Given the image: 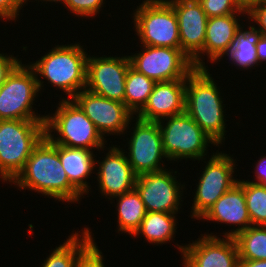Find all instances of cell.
<instances>
[{"instance_id":"ac0fdd59","label":"cell","mask_w":266,"mask_h":267,"mask_svg":"<svg viewBox=\"0 0 266 267\" xmlns=\"http://www.w3.org/2000/svg\"><path fill=\"white\" fill-rule=\"evenodd\" d=\"M186 79L155 82L152 93L136 117L158 122L185 112Z\"/></svg>"},{"instance_id":"8fae6325","label":"cell","mask_w":266,"mask_h":267,"mask_svg":"<svg viewBox=\"0 0 266 267\" xmlns=\"http://www.w3.org/2000/svg\"><path fill=\"white\" fill-rule=\"evenodd\" d=\"M134 127L130 128L131 137L128 151H125L129 164L136 175L165 170L162 137L158 122L135 118ZM162 162V163H161Z\"/></svg>"},{"instance_id":"4dcf8cb0","label":"cell","mask_w":266,"mask_h":267,"mask_svg":"<svg viewBox=\"0 0 266 267\" xmlns=\"http://www.w3.org/2000/svg\"><path fill=\"white\" fill-rule=\"evenodd\" d=\"M248 21L256 22L258 27L252 25L257 33L266 35V0L258 1L247 8Z\"/></svg>"},{"instance_id":"4316f807","label":"cell","mask_w":266,"mask_h":267,"mask_svg":"<svg viewBox=\"0 0 266 267\" xmlns=\"http://www.w3.org/2000/svg\"><path fill=\"white\" fill-rule=\"evenodd\" d=\"M239 260H266V226H250L233 237Z\"/></svg>"},{"instance_id":"484cf974","label":"cell","mask_w":266,"mask_h":267,"mask_svg":"<svg viewBox=\"0 0 266 267\" xmlns=\"http://www.w3.org/2000/svg\"><path fill=\"white\" fill-rule=\"evenodd\" d=\"M155 82L131 66L125 80L124 104L136 115L146 104Z\"/></svg>"},{"instance_id":"cb8c5ba5","label":"cell","mask_w":266,"mask_h":267,"mask_svg":"<svg viewBox=\"0 0 266 267\" xmlns=\"http://www.w3.org/2000/svg\"><path fill=\"white\" fill-rule=\"evenodd\" d=\"M113 199H116L117 202L118 233L121 231L124 234L133 236L147 213L143 201L135 188L110 200L112 201Z\"/></svg>"},{"instance_id":"30bf717a","label":"cell","mask_w":266,"mask_h":267,"mask_svg":"<svg viewBox=\"0 0 266 267\" xmlns=\"http://www.w3.org/2000/svg\"><path fill=\"white\" fill-rule=\"evenodd\" d=\"M141 46L143 51L128 55L131 67L154 82L186 79L195 69L181 48Z\"/></svg>"},{"instance_id":"5bb4252c","label":"cell","mask_w":266,"mask_h":267,"mask_svg":"<svg viewBox=\"0 0 266 267\" xmlns=\"http://www.w3.org/2000/svg\"><path fill=\"white\" fill-rule=\"evenodd\" d=\"M131 66L129 57L88 55L85 89L110 100L124 103L125 80Z\"/></svg>"},{"instance_id":"d6986e66","label":"cell","mask_w":266,"mask_h":267,"mask_svg":"<svg viewBox=\"0 0 266 267\" xmlns=\"http://www.w3.org/2000/svg\"><path fill=\"white\" fill-rule=\"evenodd\" d=\"M203 218V219H202ZM215 221L217 223L238 225L228 232H223L224 237H234L252 226L243 189V180L239 179L227 192H225L199 219ZM231 224V225H230Z\"/></svg>"},{"instance_id":"f1b7e54d","label":"cell","mask_w":266,"mask_h":267,"mask_svg":"<svg viewBox=\"0 0 266 267\" xmlns=\"http://www.w3.org/2000/svg\"><path fill=\"white\" fill-rule=\"evenodd\" d=\"M207 17H219L234 13H247L238 0H198Z\"/></svg>"},{"instance_id":"7a4b0ae2","label":"cell","mask_w":266,"mask_h":267,"mask_svg":"<svg viewBox=\"0 0 266 267\" xmlns=\"http://www.w3.org/2000/svg\"><path fill=\"white\" fill-rule=\"evenodd\" d=\"M208 68H195L186 78L185 112L216 143L222 145L226 135L225 104L220 86ZM218 86V87H217Z\"/></svg>"},{"instance_id":"f546056e","label":"cell","mask_w":266,"mask_h":267,"mask_svg":"<svg viewBox=\"0 0 266 267\" xmlns=\"http://www.w3.org/2000/svg\"><path fill=\"white\" fill-rule=\"evenodd\" d=\"M106 0H67L64 7L77 17L93 19L104 7ZM95 15V16H94Z\"/></svg>"},{"instance_id":"8d00e7d4","label":"cell","mask_w":266,"mask_h":267,"mask_svg":"<svg viewBox=\"0 0 266 267\" xmlns=\"http://www.w3.org/2000/svg\"><path fill=\"white\" fill-rule=\"evenodd\" d=\"M238 267H266V260H239Z\"/></svg>"},{"instance_id":"f35d334b","label":"cell","mask_w":266,"mask_h":267,"mask_svg":"<svg viewBox=\"0 0 266 267\" xmlns=\"http://www.w3.org/2000/svg\"><path fill=\"white\" fill-rule=\"evenodd\" d=\"M25 1H26V3H27L29 0H25ZM35 1H36V2L38 1V3H39V1H41V2L43 1V2H46V3H47V2H51V3L53 2V3H54V0H35Z\"/></svg>"},{"instance_id":"7c38bea8","label":"cell","mask_w":266,"mask_h":267,"mask_svg":"<svg viewBox=\"0 0 266 267\" xmlns=\"http://www.w3.org/2000/svg\"><path fill=\"white\" fill-rule=\"evenodd\" d=\"M172 170L137 175L135 189L147 212L178 214L185 185L177 180V171L173 175Z\"/></svg>"},{"instance_id":"9c48e42d","label":"cell","mask_w":266,"mask_h":267,"mask_svg":"<svg viewBox=\"0 0 266 267\" xmlns=\"http://www.w3.org/2000/svg\"><path fill=\"white\" fill-rule=\"evenodd\" d=\"M233 155L218 152L213 153L200 174L191 208L192 219H200L209 208L234 184L238 182L235 173L236 159Z\"/></svg>"},{"instance_id":"ffe728a7","label":"cell","mask_w":266,"mask_h":267,"mask_svg":"<svg viewBox=\"0 0 266 267\" xmlns=\"http://www.w3.org/2000/svg\"><path fill=\"white\" fill-rule=\"evenodd\" d=\"M247 13H234L219 17H210L206 24V37L204 44V56L210 63L220 62L227 56L233 46L236 33L243 26L240 25V16ZM238 17V18H237ZM206 53V54H205Z\"/></svg>"},{"instance_id":"836d02e7","label":"cell","mask_w":266,"mask_h":267,"mask_svg":"<svg viewBox=\"0 0 266 267\" xmlns=\"http://www.w3.org/2000/svg\"><path fill=\"white\" fill-rule=\"evenodd\" d=\"M5 54L0 53V86L22 61L19 58L14 57L12 54Z\"/></svg>"},{"instance_id":"44dd1931","label":"cell","mask_w":266,"mask_h":267,"mask_svg":"<svg viewBox=\"0 0 266 267\" xmlns=\"http://www.w3.org/2000/svg\"><path fill=\"white\" fill-rule=\"evenodd\" d=\"M93 150L69 148L59 145V158L70 184L84 197L89 194L91 185L86 181L96 169L97 157Z\"/></svg>"},{"instance_id":"8992f818","label":"cell","mask_w":266,"mask_h":267,"mask_svg":"<svg viewBox=\"0 0 266 267\" xmlns=\"http://www.w3.org/2000/svg\"><path fill=\"white\" fill-rule=\"evenodd\" d=\"M158 124L167 161L207 160L209 144L216 145L186 112L162 119Z\"/></svg>"},{"instance_id":"3957f363","label":"cell","mask_w":266,"mask_h":267,"mask_svg":"<svg viewBox=\"0 0 266 267\" xmlns=\"http://www.w3.org/2000/svg\"><path fill=\"white\" fill-rule=\"evenodd\" d=\"M48 51L35 63L29 64L37 76L39 91L45 86L42 81L45 78L52 87L65 92L67 99H72L86 87L88 53L79 42L58 44Z\"/></svg>"},{"instance_id":"6da1fadb","label":"cell","mask_w":266,"mask_h":267,"mask_svg":"<svg viewBox=\"0 0 266 267\" xmlns=\"http://www.w3.org/2000/svg\"><path fill=\"white\" fill-rule=\"evenodd\" d=\"M63 202L78 203L83 197L70 184L59 158V145L46 136L33 148L23 169L9 183ZM70 202V203H69Z\"/></svg>"},{"instance_id":"52a82bcc","label":"cell","mask_w":266,"mask_h":267,"mask_svg":"<svg viewBox=\"0 0 266 267\" xmlns=\"http://www.w3.org/2000/svg\"><path fill=\"white\" fill-rule=\"evenodd\" d=\"M132 15L140 44L181 48L177 15L166 0H144Z\"/></svg>"},{"instance_id":"d6a6232c","label":"cell","mask_w":266,"mask_h":267,"mask_svg":"<svg viewBox=\"0 0 266 267\" xmlns=\"http://www.w3.org/2000/svg\"><path fill=\"white\" fill-rule=\"evenodd\" d=\"M25 4H28L25 0H0V19L16 22Z\"/></svg>"},{"instance_id":"4fadbf2b","label":"cell","mask_w":266,"mask_h":267,"mask_svg":"<svg viewBox=\"0 0 266 267\" xmlns=\"http://www.w3.org/2000/svg\"><path fill=\"white\" fill-rule=\"evenodd\" d=\"M166 1L177 15L181 50L192 60L194 68H209L203 62L208 17L201 3L198 0Z\"/></svg>"},{"instance_id":"5b68a950","label":"cell","mask_w":266,"mask_h":267,"mask_svg":"<svg viewBox=\"0 0 266 267\" xmlns=\"http://www.w3.org/2000/svg\"><path fill=\"white\" fill-rule=\"evenodd\" d=\"M45 136V120H0V180L10 183Z\"/></svg>"},{"instance_id":"277c9868","label":"cell","mask_w":266,"mask_h":267,"mask_svg":"<svg viewBox=\"0 0 266 267\" xmlns=\"http://www.w3.org/2000/svg\"><path fill=\"white\" fill-rule=\"evenodd\" d=\"M45 136L57 145L98 149L97 151L101 149L104 151L107 142L94 123L72 99L62 98L61 100V97L55 113L46 115Z\"/></svg>"},{"instance_id":"ba28073f","label":"cell","mask_w":266,"mask_h":267,"mask_svg":"<svg viewBox=\"0 0 266 267\" xmlns=\"http://www.w3.org/2000/svg\"><path fill=\"white\" fill-rule=\"evenodd\" d=\"M37 76L34 70L22 62L0 86V120H45L33 109L39 95ZM41 115V116H40Z\"/></svg>"},{"instance_id":"74e56055","label":"cell","mask_w":266,"mask_h":267,"mask_svg":"<svg viewBox=\"0 0 266 267\" xmlns=\"http://www.w3.org/2000/svg\"><path fill=\"white\" fill-rule=\"evenodd\" d=\"M238 1L243 5V7L248 8L251 4L263 0H238Z\"/></svg>"},{"instance_id":"7402d4cb","label":"cell","mask_w":266,"mask_h":267,"mask_svg":"<svg viewBox=\"0 0 266 267\" xmlns=\"http://www.w3.org/2000/svg\"><path fill=\"white\" fill-rule=\"evenodd\" d=\"M83 229L72 233L63 244L56 246L40 267H75L79 257L95 242L91 229Z\"/></svg>"},{"instance_id":"ab89813d","label":"cell","mask_w":266,"mask_h":267,"mask_svg":"<svg viewBox=\"0 0 266 267\" xmlns=\"http://www.w3.org/2000/svg\"><path fill=\"white\" fill-rule=\"evenodd\" d=\"M66 1H67V0H54L55 4H56V3H60V4L62 3V4H64V5H65Z\"/></svg>"},{"instance_id":"9a60e30c","label":"cell","mask_w":266,"mask_h":267,"mask_svg":"<svg viewBox=\"0 0 266 267\" xmlns=\"http://www.w3.org/2000/svg\"><path fill=\"white\" fill-rule=\"evenodd\" d=\"M72 100L94 123L103 137L109 134L124 135L134 122V114L124 103L96 95L86 89L77 93Z\"/></svg>"},{"instance_id":"d590c367","label":"cell","mask_w":266,"mask_h":267,"mask_svg":"<svg viewBox=\"0 0 266 267\" xmlns=\"http://www.w3.org/2000/svg\"><path fill=\"white\" fill-rule=\"evenodd\" d=\"M256 54L259 63L266 62V35L256 31Z\"/></svg>"},{"instance_id":"1f68e13d","label":"cell","mask_w":266,"mask_h":267,"mask_svg":"<svg viewBox=\"0 0 266 267\" xmlns=\"http://www.w3.org/2000/svg\"><path fill=\"white\" fill-rule=\"evenodd\" d=\"M104 257L94 242L77 260L75 267H105Z\"/></svg>"},{"instance_id":"e575fe53","label":"cell","mask_w":266,"mask_h":267,"mask_svg":"<svg viewBox=\"0 0 266 267\" xmlns=\"http://www.w3.org/2000/svg\"><path fill=\"white\" fill-rule=\"evenodd\" d=\"M254 174L256 179L250 181L266 188V156L264 155L255 164Z\"/></svg>"},{"instance_id":"d4e9b609","label":"cell","mask_w":266,"mask_h":267,"mask_svg":"<svg viewBox=\"0 0 266 267\" xmlns=\"http://www.w3.org/2000/svg\"><path fill=\"white\" fill-rule=\"evenodd\" d=\"M241 29L236 33L233 46L229 54L227 55L231 64L243 70H249V68L258 67V58L256 54V30L253 26H248L247 29ZM256 65V66H255Z\"/></svg>"},{"instance_id":"603a6c76","label":"cell","mask_w":266,"mask_h":267,"mask_svg":"<svg viewBox=\"0 0 266 267\" xmlns=\"http://www.w3.org/2000/svg\"><path fill=\"white\" fill-rule=\"evenodd\" d=\"M176 214L165 212H147L139 229L132 237L136 238L141 234L149 242L157 246L175 240L177 233ZM172 239V240H171Z\"/></svg>"},{"instance_id":"2e32d148","label":"cell","mask_w":266,"mask_h":267,"mask_svg":"<svg viewBox=\"0 0 266 267\" xmlns=\"http://www.w3.org/2000/svg\"><path fill=\"white\" fill-rule=\"evenodd\" d=\"M197 240L189 244H176L184 267H238L239 255L233 237H221L200 234Z\"/></svg>"},{"instance_id":"e0dca14e","label":"cell","mask_w":266,"mask_h":267,"mask_svg":"<svg viewBox=\"0 0 266 267\" xmlns=\"http://www.w3.org/2000/svg\"><path fill=\"white\" fill-rule=\"evenodd\" d=\"M116 146L108 148L102 161L96 160L98 167L95 169L97 170L95 178L98 181L99 192L109 200L134 189L137 178L128 162L125 150Z\"/></svg>"},{"instance_id":"83f0119b","label":"cell","mask_w":266,"mask_h":267,"mask_svg":"<svg viewBox=\"0 0 266 267\" xmlns=\"http://www.w3.org/2000/svg\"><path fill=\"white\" fill-rule=\"evenodd\" d=\"M243 189L252 225L266 226V188L243 179Z\"/></svg>"}]
</instances>
